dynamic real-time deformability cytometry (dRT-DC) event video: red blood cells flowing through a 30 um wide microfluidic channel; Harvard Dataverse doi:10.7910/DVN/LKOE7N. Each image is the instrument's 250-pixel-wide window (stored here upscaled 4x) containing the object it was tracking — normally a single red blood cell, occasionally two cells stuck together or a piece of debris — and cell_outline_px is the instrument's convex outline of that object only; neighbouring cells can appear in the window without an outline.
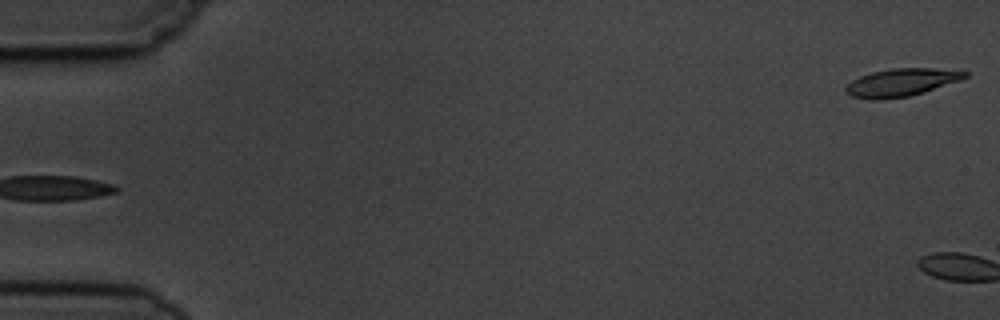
{"species": "common noctule bat (a hibernating species)", "species_latin": "Nyctalus noctula", "temperature_condition": "cold", "stored_images_in_passage": 6, "segment_of_instrument_passage": [2, 2], "camera_frame_rate_fps": 3000, "um_per_image_px": 0.085, "animal": {"sex": "male", "body_mass_g": 19.5, "forearm_length_mm": 54.6}, "frame": {"image": 1, "passage_image": 6, "time_ms": 5.667, "image_size_px": [1000, 320], "cell_outline_px": [[968, 76], [960, 80], [924, 92], [908, 96], [884, 100], [872, 100], [852, 96], [844, 92], [844, 88], [852, 80], [860, 76], [872, 72], [892, 68], [964, 68], [968, 72]], "centroid_in_image_um": [76.68, 6.99], "position_along_channel_um": 8.3, "area_um2": 19.71}}